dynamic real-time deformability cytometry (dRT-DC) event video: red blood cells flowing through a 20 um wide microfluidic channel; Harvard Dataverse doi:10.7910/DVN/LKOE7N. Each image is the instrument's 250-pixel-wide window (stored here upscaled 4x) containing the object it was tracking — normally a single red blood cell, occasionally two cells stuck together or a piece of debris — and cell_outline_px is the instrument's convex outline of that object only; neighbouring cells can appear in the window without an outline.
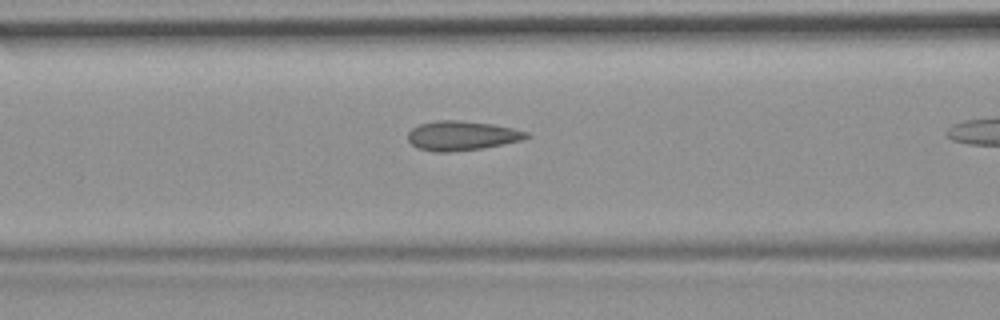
{"species": "common noctule bat (a hibernating species)", "species_latin": "Nyctalus noctula", "temperature_condition": "room temperature", "stored_images_in_passage": 20, "camera_frame_rate_fps": 3000, "um_per_image_px": 0.085, "animal": {"sex": "female", "body_mass_g": 19.9}, "frame": {"image": 1, "passage_image": 15, "time_ms": 4.667, "image_size_px": [1000, 320], "cell_outline_px": [[532, 136], [520, 140], [480, 148], [452, 152], [432, 152], [416, 148], [408, 140], [408, 132], [412, 128], [420, 124], [436, 120], [460, 120], [492, 124], [512, 128], [528, 132]], "centroid_in_image_um": [39.21, 11.53], "position_along_channel_um": 127.4, "area_um2": 20.29}}